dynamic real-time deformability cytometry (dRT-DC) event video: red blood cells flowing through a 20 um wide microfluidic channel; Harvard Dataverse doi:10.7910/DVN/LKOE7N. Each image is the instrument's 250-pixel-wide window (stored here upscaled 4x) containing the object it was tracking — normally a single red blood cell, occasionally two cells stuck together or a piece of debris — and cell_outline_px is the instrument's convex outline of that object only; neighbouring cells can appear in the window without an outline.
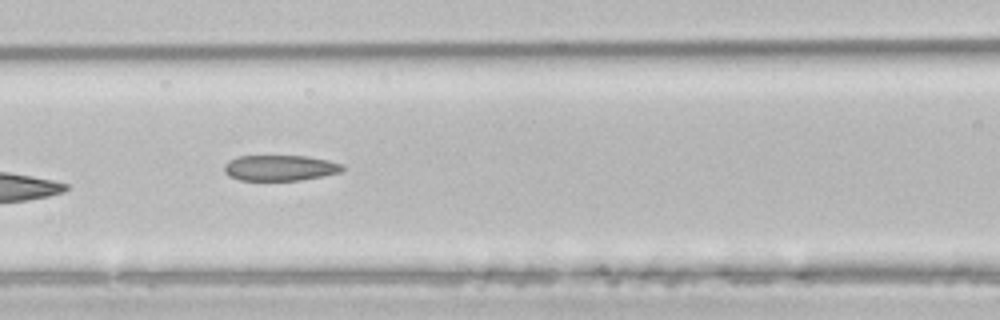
{"species": "common noctule bat (a hibernating species)", "species_latin": "Nyctalus noctula", "temperature_condition": "room temperature", "stored_images_in_passage": 6, "segment_of_instrument_passage": [1, 2], "camera_frame_rate_fps": 3000, "um_per_image_px": 0.085, "animal": {"sex": "male", "body_mass_g": 21.5, "forearm_length_mm": 52.0}, "frame": {"image": 1, "passage_image": 4, "time_ms": 1.0, "image_size_px": [1000, 320], "cell_outline_px": [[344, 168], [340, 172], [300, 180], [240, 180], [228, 176], [224, 172], [224, 164], [228, 160], [236, 156], [308, 156], [328, 160], [340, 164]], "centroid_in_image_um": [23.73, 14.26], "position_along_channel_um": 142.9, "area_um2": 17.63}}
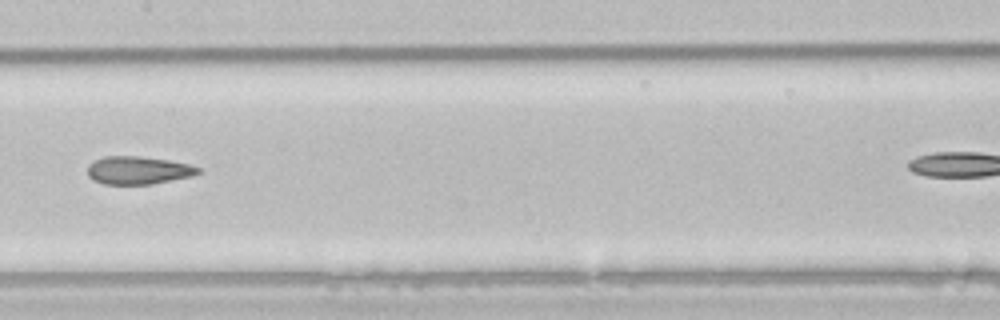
{"frame": {"image": 2, "passage_image": 5, "time_ms": 1.333, "image_size_px": [1000, 320], "cell_outline_px": [[204, 172], [192, 176], [152, 184], [104, 184], [92, 180], [88, 176], [88, 164], [104, 156], [140, 156], [168, 160], [188, 164], [204, 168]], "centroid_in_image_um": [11.79, 14.47], "position_along_channel_um": 195.6, "area_um2": 18.21}}